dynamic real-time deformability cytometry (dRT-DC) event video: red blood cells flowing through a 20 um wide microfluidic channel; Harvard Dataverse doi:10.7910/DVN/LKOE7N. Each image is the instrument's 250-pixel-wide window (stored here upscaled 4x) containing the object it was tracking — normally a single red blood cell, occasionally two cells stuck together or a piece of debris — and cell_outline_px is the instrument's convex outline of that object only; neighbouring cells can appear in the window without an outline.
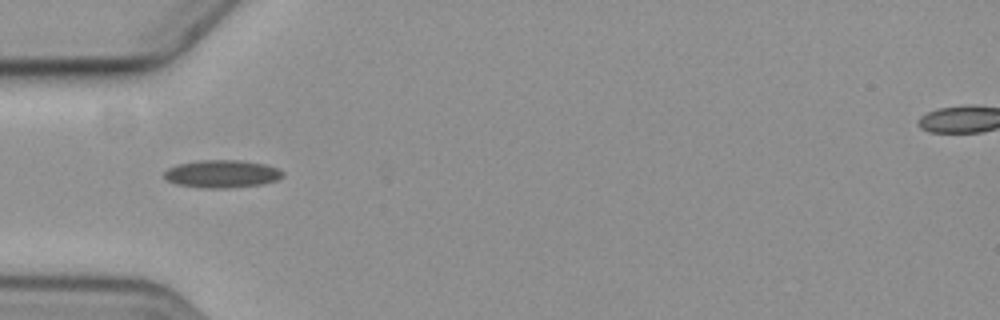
{"species": "common noctule bat (a hibernating species)", "species_latin": "Nyctalus noctula", "temperature_condition": "cold", "stored_images_in_passage": 5, "camera_frame_rate_fps": 3000, "um_per_image_px": 0.085, "animal": {"sex": "female", "body_mass_g": 19.3, "forearm_length_mm": 54.1}, "frame": {"image": 1, "passage_image": 5, "time_ms": 5.667, "image_size_px": [1000, 320], "cell_outline_px": [[284, 176], [276, 180], [264, 184], [228, 188], [200, 188], [176, 184], [168, 180], [164, 176], [164, 172], [168, 168], [180, 164], [200, 160], [240, 160], [264, 164], [276, 168], [284, 172]], "centroid_in_image_um": [18.88, 14.79], "position_along_channel_um": 66.1, "area_um2": 19.13}}